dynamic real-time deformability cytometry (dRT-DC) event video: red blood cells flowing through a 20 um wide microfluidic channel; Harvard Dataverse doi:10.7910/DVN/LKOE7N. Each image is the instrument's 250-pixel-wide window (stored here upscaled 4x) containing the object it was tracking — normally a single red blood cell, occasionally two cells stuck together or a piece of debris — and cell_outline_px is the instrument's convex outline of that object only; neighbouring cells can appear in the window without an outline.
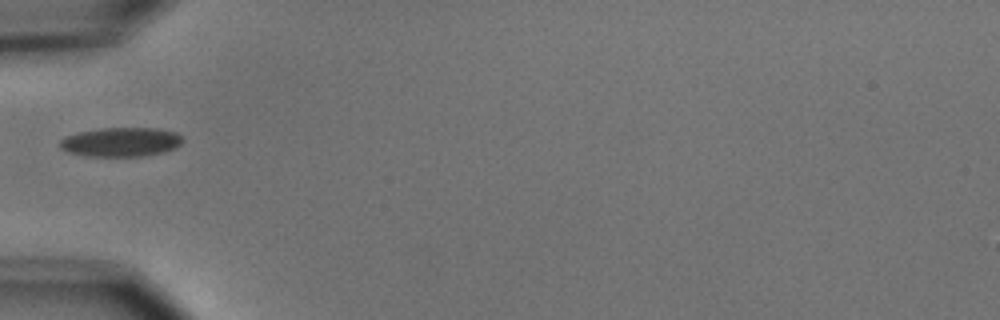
{"species": "common noctule bat (a hibernating species)", "species_latin": "Nyctalus noctula", "temperature_condition": "cold", "stored_images_in_passage": 5, "camera_frame_rate_fps": 3000, "um_per_image_px": 0.085, "animal": {"sex": "male", "body_mass_g": 15.6}, "frame": {"image": 1, "passage_image": 4, "time_ms": 3.667, "image_size_px": [1000, 320], "cell_outline_px": [[184, 140], [176, 148], [164, 152], [144, 156], [84, 156], [68, 152], [60, 148], [60, 140], [64, 136], [80, 132], [100, 128], [156, 128], [176, 132]], "centroid_in_image_um": [10.28, 12.07], "position_along_channel_um": 74.7, "area_um2": 20.98}}
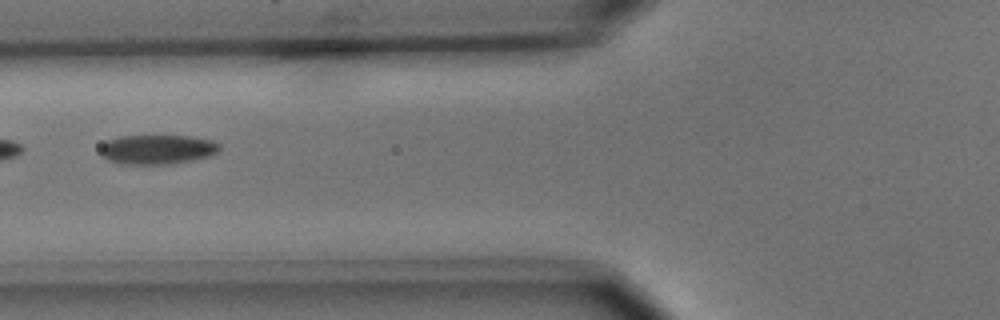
{"frame": {"image": 2, "passage_image": 5, "time_ms": 4.667, "image_size_px": [1000, 320], "cell_outline_px": [[220, 148], [216, 152], [208, 156], [192, 160], [164, 164], [120, 164], [108, 160], [100, 152], [100, 148], [108, 140], [120, 136], [188, 136], [212, 140], [220, 144]], "centroid_in_image_um": [13.36, 12.7], "position_along_channel_um": 112.4, "area_um2": 20.23}}